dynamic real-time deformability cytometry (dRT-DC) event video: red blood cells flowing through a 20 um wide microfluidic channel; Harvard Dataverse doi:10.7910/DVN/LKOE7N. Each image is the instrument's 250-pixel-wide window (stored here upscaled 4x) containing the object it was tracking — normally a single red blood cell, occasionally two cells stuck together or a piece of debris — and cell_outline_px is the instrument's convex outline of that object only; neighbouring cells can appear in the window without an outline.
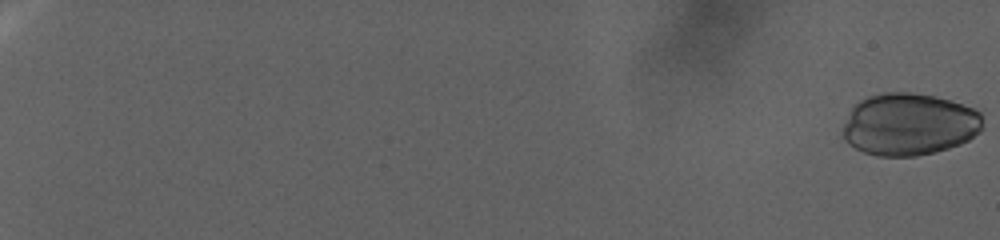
{"species": "human", "species_latin": "Homo sapiens", "temperature_condition": "warm", "stored_images_in_passage": 105, "camera_frame_rate_fps": 3000, "um_per_image_px": 0.085, "donor": {"sex": "female"}, "frame": {"image": 1, "passage_image": 1, "time_ms": 0.0, "image_size_px": [1000, 240], "cell_outline_px": [[984, 128], [980, 132], [968, 140], [960, 144], [948, 148], [916, 156], [876, 156], [864, 152], [848, 144], [840, 136], [844, 124], [852, 108], [860, 100], [868, 96], [884, 92], [912, 92], [932, 96], [948, 100], [972, 108], [980, 112]], "centroid_in_image_um": [77.26, 10.58], "position_along_channel_um": 7.7, "area_um2": 50.81}}
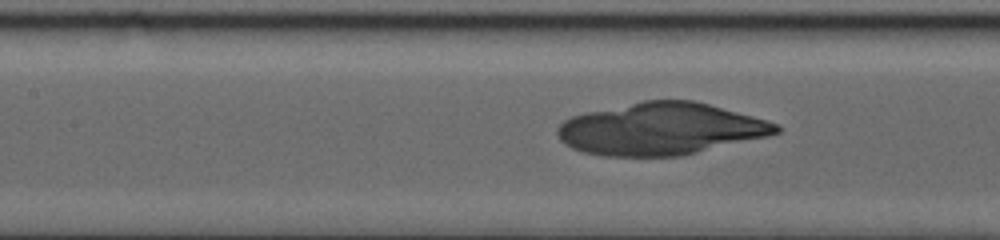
{"frame": {"image": 2, "passage_image": 58, "time_ms": 19.0, "image_size_px": [1000, 240], "cell_outline_px": [[780, 132], [768, 136], [680, 156], [604, 156], [584, 152], [572, 148], [564, 144], [560, 140], [556, 132], [556, 128], [564, 120], [572, 116], [584, 112], [644, 100], [692, 100], [708, 104], [768, 120], [780, 124]], "centroid_in_image_um": [56.14, 10.95], "position_along_channel_um": 151.3, "area_um2": 66.41}}
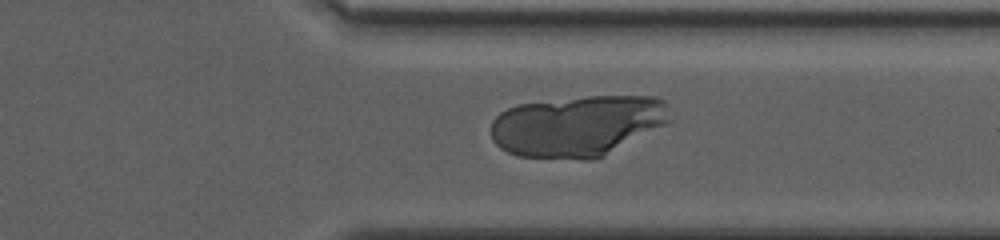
{"frame": {"image": 3, "passage_image": 87, "time_ms": 28.667, "image_size_px": [1000, 240], "cell_outline_px": [[672, 120], [668, 124], [592, 160], [584, 160], [516, 156], [500, 148], [492, 140], [492, 120], [500, 112], [516, 104], [588, 96], [656, 96], [664, 100]], "centroid_in_image_um": [49.08, 10.69], "position_along_channel_um": 362.3, "area_um2": 63.87}}